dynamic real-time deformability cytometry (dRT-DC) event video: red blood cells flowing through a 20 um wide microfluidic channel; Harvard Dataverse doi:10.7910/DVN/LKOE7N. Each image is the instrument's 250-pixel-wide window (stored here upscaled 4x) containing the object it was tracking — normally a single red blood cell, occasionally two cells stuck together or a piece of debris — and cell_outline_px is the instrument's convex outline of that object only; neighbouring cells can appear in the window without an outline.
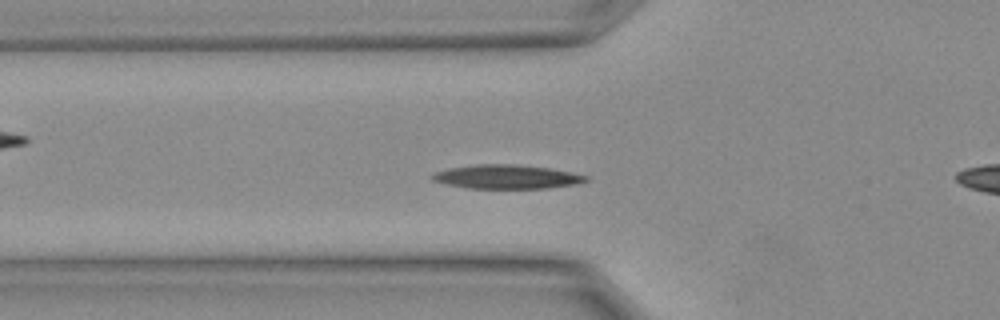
{"species": "Egyptian fruit bat (a non-hibernating species)", "species_latin": "Rousettus aegyptiacus", "temperature_condition": "warm", "stored_images_in_passage": 11, "camera_frame_rate_fps": 3000, "um_per_image_px": 0.085, "animal": {"sex": "female"}, "frame": {"image": 1, "passage_image": 7, "time_ms": 2.0, "image_size_px": [1000, 320], "cell_outline_px": [[588, 180], [576, 184], [548, 188], [468, 188], [448, 184], [432, 180], [432, 176], [436, 172], [448, 168], [476, 164], [512, 164], [548, 168], [588, 176]], "centroid_in_image_um": [43.06, 15.02], "position_along_channel_um": 82.7, "area_um2": 21.1}}